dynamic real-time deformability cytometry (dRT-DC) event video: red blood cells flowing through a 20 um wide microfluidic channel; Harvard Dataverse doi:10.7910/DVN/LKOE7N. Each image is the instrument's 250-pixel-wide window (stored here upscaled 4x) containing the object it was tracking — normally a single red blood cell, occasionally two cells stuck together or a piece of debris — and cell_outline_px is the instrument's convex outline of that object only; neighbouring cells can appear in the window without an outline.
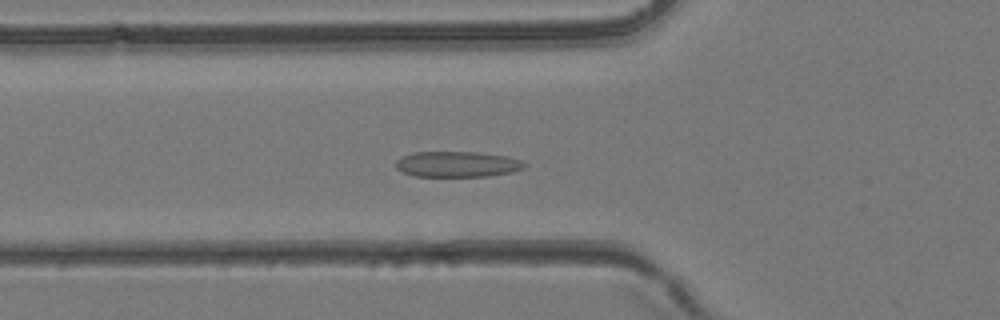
{"species": "common noctule bat (a hibernating species)", "species_latin": "Nyctalus noctula", "temperature_condition": "room temperature", "stored_images_in_passage": 40, "camera_frame_rate_fps": 3000, "um_per_image_px": 0.085, "animal": {"sex": "female", "body_mass_g": 24.6, "forearm_length_mm": 56.2}, "frame": {"image": 1, "passage_image": 16, "time_ms": 5.0, "image_size_px": [1000, 320], "cell_outline_px": [[528, 164], [524, 168], [512, 172], [488, 176], [412, 176], [396, 168], [396, 160], [400, 156], [412, 152], [476, 152], [504, 156], [520, 160]], "centroid_in_image_um": [38.84, 13.95], "position_along_channel_um": 87.0, "area_um2": 19.25}}
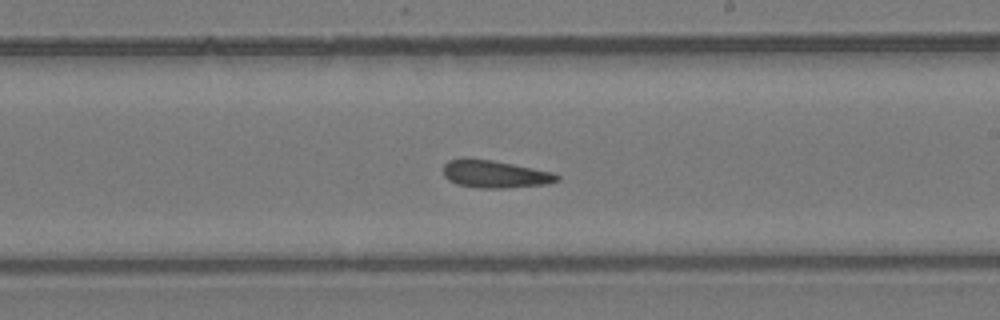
{"frame": {"image": 2, "passage_image": 26, "time_ms": 8.333, "image_size_px": [1000, 320], "cell_outline_px": [[560, 180], [548, 184], [504, 188], [480, 188], [456, 184], [448, 180], [444, 176], [444, 164], [448, 160], [464, 156], [492, 160], [552, 172], [560, 176]], "centroid_in_image_um": [42.02, 14.78], "position_along_channel_um": 247.0, "area_um2": 18.5}}
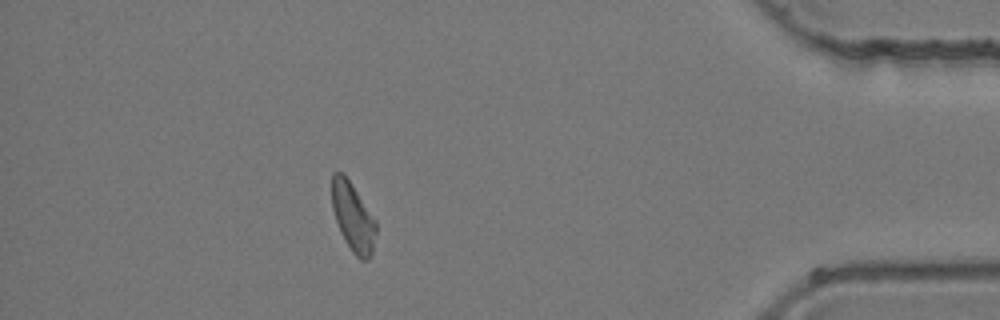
{"frame": {"image": 3, "passage_image": 39, "time_ms": 12.667, "image_size_px": [1000, 320], "cell_outline_px": [[376, 232], [372, 252], [368, 260], [360, 260], [352, 252], [344, 240], [340, 232], [332, 208], [332, 172], [344, 172], [376, 220]], "centroid_in_image_um": [30.0, 18.44], "position_along_channel_um": 405.2, "area_um2": 17.74}}